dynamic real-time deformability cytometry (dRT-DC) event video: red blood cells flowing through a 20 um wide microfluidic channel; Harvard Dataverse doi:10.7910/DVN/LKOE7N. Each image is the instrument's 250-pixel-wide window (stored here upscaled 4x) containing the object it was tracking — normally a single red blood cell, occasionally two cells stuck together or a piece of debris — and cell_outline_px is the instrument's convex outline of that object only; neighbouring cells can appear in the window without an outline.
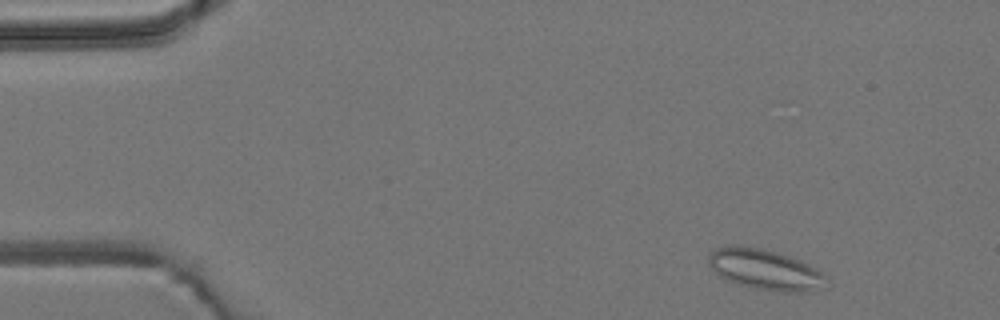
{"species": "common noctule bat (a hibernating species)", "species_latin": "Nyctalus noctula", "temperature_condition": "room temperature", "stored_images_in_passage": 3, "camera_frame_rate_fps": 3000, "um_per_image_px": 0.085, "animal": {"sex": "male", "body_mass_g": 19.2, "forearm_length_mm": 51.8}, "frame": {"image": 1, "passage_image": 1, "time_ms": 0.0, "image_size_px": [1000, 320], "cell_outline_px": [[828, 280], [808, 292], [784, 292], [756, 288], [740, 284], [728, 280], [720, 276], [708, 264], [708, 256], [716, 248], [732, 244], [736, 244], [764, 248], [800, 260], [816, 268], [828, 276]], "centroid_in_image_um": [65.0, 22.88], "position_along_channel_um": 20.0, "area_um2": 27.63}}